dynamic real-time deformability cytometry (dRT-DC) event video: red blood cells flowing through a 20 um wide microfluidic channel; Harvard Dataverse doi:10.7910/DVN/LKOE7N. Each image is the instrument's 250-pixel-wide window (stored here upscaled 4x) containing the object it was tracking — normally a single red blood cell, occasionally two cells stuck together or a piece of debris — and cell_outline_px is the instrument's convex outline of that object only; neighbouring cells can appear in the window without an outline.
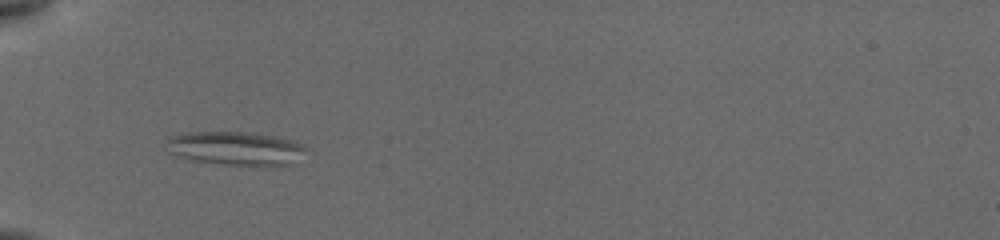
{"species": "common noctule bat (a hibernating species)", "species_latin": "Nyctalus noctula", "temperature_condition": "cold", "stored_images_in_passage": 4, "camera_frame_rate_fps": 3000, "um_per_image_px": 0.085, "animal": {"sex": "female", "body_mass_g": 19.5, "forearm_length_mm": 54.1}, "frame": {"image": 1, "passage_image": 1, "time_ms": 0.0, "image_size_px": [1000, 240], "cell_outline_px": [[304, 148], [296, 164], [276, 168], [224, 164], [192, 160], [176, 156], [168, 152], [168, 136], [188, 132], [244, 132], [276, 136], [292, 140], [300, 144]], "centroid_in_image_um": [20.05, 12.64], "position_along_channel_um": 64.9, "area_um2": 27.86}}
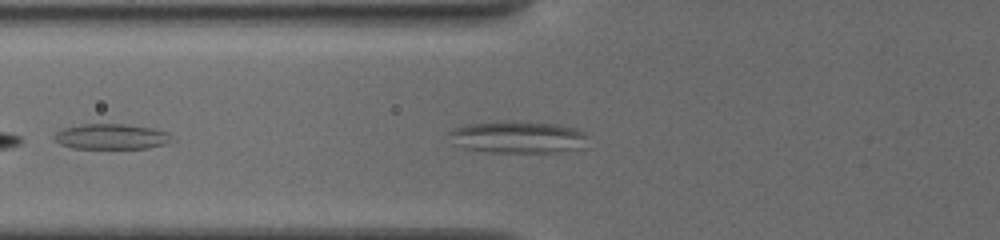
{"frame": {"image": 2, "passage_image": 2, "time_ms": 0.667, "image_size_px": [1000, 240], "cell_outline_px": [[176, 140], [168, 144], [148, 148], [72, 148], [60, 144], [52, 140], [52, 136], [60, 128], [80, 124], [124, 124], [156, 128], [168, 132]], "centroid_in_image_um": [9.48, 11.6], "position_along_channel_um": 116.3, "area_um2": 17.92}}